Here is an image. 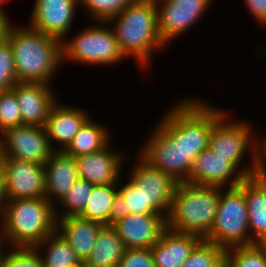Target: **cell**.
Returning a JSON list of instances; mask_svg holds the SVG:
<instances>
[{
	"instance_id": "6da1fadb",
	"label": "cell",
	"mask_w": 266,
	"mask_h": 267,
	"mask_svg": "<svg viewBox=\"0 0 266 267\" xmlns=\"http://www.w3.org/2000/svg\"><path fill=\"white\" fill-rule=\"evenodd\" d=\"M156 125L178 144L186 156L195 158L209 148L212 125L228 110L215 107L201 98H184L176 101Z\"/></svg>"
},
{
	"instance_id": "7a4b0ae2",
	"label": "cell",
	"mask_w": 266,
	"mask_h": 267,
	"mask_svg": "<svg viewBox=\"0 0 266 267\" xmlns=\"http://www.w3.org/2000/svg\"><path fill=\"white\" fill-rule=\"evenodd\" d=\"M11 45L18 82L50 84L62 67L61 41L30 26H13Z\"/></svg>"
},
{
	"instance_id": "3957f363",
	"label": "cell",
	"mask_w": 266,
	"mask_h": 267,
	"mask_svg": "<svg viewBox=\"0 0 266 267\" xmlns=\"http://www.w3.org/2000/svg\"><path fill=\"white\" fill-rule=\"evenodd\" d=\"M120 51L133 56L139 67H150L152 53L166 48L158 30L155 0H133L122 12L109 19ZM166 46V47H165Z\"/></svg>"
},
{
	"instance_id": "277c9868",
	"label": "cell",
	"mask_w": 266,
	"mask_h": 267,
	"mask_svg": "<svg viewBox=\"0 0 266 267\" xmlns=\"http://www.w3.org/2000/svg\"><path fill=\"white\" fill-rule=\"evenodd\" d=\"M219 197L220 187L178 183L165 218L166 228L204 239L212 229Z\"/></svg>"
},
{
	"instance_id": "5b68a950",
	"label": "cell",
	"mask_w": 266,
	"mask_h": 267,
	"mask_svg": "<svg viewBox=\"0 0 266 267\" xmlns=\"http://www.w3.org/2000/svg\"><path fill=\"white\" fill-rule=\"evenodd\" d=\"M3 217L10 247H34L56 231L55 207L46 198L7 200Z\"/></svg>"
},
{
	"instance_id": "8992f818",
	"label": "cell",
	"mask_w": 266,
	"mask_h": 267,
	"mask_svg": "<svg viewBox=\"0 0 266 267\" xmlns=\"http://www.w3.org/2000/svg\"><path fill=\"white\" fill-rule=\"evenodd\" d=\"M225 249L251 245L248 211L245 200V180L236 187H220V197L214 223L204 238Z\"/></svg>"
},
{
	"instance_id": "52a82bcc",
	"label": "cell",
	"mask_w": 266,
	"mask_h": 267,
	"mask_svg": "<svg viewBox=\"0 0 266 267\" xmlns=\"http://www.w3.org/2000/svg\"><path fill=\"white\" fill-rule=\"evenodd\" d=\"M225 112L213 125L210 132L209 149L225 160L233 163L246 177L255 176L257 172V141L251 123L229 118ZM233 120V121H232ZM254 134V135H253ZM255 136V137H254ZM249 151H248V150ZM251 162L242 166L246 152ZM250 163V164H249ZM241 165V166H240ZM241 168H240V167Z\"/></svg>"
},
{
	"instance_id": "ba28073f",
	"label": "cell",
	"mask_w": 266,
	"mask_h": 267,
	"mask_svg": "<svg viewBox=\"0 0 266 267\" xmlns=\"http://www.w3.org/2000/svg\"><path fill=\"white\" fill-rule=\"evenodd\" d=\"M95 23L97 26L82 29L70 40L66 37L61 41L62 64L64 61H74L77 64L110 66L124 61L125 57L120 51L110 24L107 21Z\"/></svg>"
},
{
	"instance_id": "9c48e42d",
	"label": "cell",
	"mask_w": 266,
	"mask_h": 267,
	"mask_svg": "<svg viewBox=\"0 0 266 267\" xmlns=\"http://www.w3.org/2000/svg\"><path fill=\"white\" fill-rule=\"evenodd\" d=\"M52 152L45 127L22 124L0 134V158L44 165Z\"/></svg>"
},
{
	"instance_id": "30bf717a",
	"label": "cell",
	"mask_w": 266,
	"mask_h": 267,
	"mask_svg": "<svg viewBox=\"0 0 266 267\" xmlns=\"http://www.w3.org/2000/svg\"><path fill=\"white\" fill-rule=\"evenodd\" d=\"M149 131V138L143 142L144 146L139 155L152 167L170 175L176 182H188L193 162L186 159L179 145L173 144L157 125Z\"/></svg>"
},
{
	"instance_id": "8fae6325",
	"label": "cell",
	"mask_w": 266,
	"mask_h": 267,
	"mask_svg": "<svg viewBox=\"0 0 266 267\" xmlns=\"http://www.w3.org/2000/svg\"><path fill=\"white\" fill-rule=\"evenodd\" d=\"M158 30L166 45L198 22L213 0H155Z\"/></svg>"
},
{
	"instance_id": "7c38bea8",
	"label": "cell",
	"mask_w": 266,
	"mask_h": 267,
	"mask_svg": "<svg viewBox=\"0 0 266 267\" xmlns=\"http://www.w3.org/2000/svg\"><path fill=\"white\" fill-rule=\"evenodd\" d=\"M0 166L5 173L7 200L45 198L43 165L16 158H0Z\"/></svg>"
},
{
	"instance_id": "4fadbf2b",
	"label": "cell",
	"mask_w": 266,
	"mask_h": 267,
	"mask_svg": "<svg viewBox=\"0 0 266 267\" xmlns=\"http://www.w3.org/2000/svg\"><path fill=\"white\" fill-rule=\"evenodd\" d=\"M28 26L64 40L72 28L79 0H35ZM76 10V11H75Z\"/></svg>"
},
{
	"instance_id": "5bb4252c",
	"label": "cell",
	"mask_w": 266,
	"mask_h": 267,
	"mask_svg": "<svg viewBox=\"0 0 266 267\" xmlns=\"http://www.w3.org/2000/svg\"><path fill=\"white\" fill-rule=\"evenodd\" d=\"M138 157L129 178L137 187H141L146 201L166 218L178 182L160 169L152 167L140 155Z\"/></svg>"
},
{
	"instance_id": "9a60e30c",
	"label": "cell",
	"mask_w": 266,
	"mask_h": 267,
	"mask_svg": "<svg viewBox=\"0 0 266 267\" xmlns=\"http://www.w3.org/2000/svg\"><path fill=\"white\" fill-rule=\"evenodd\" d=\"M246 178L233 163L208 148L195 158L188 182L227 188L239 186Z\"/></svg>"
},
{
	"instance_id": "2e32d148",
	"label": "cell",
	"mask_w": 266,
	"mask_h": 267,
	"mask_svg": "<svg viewBox=\"0 0 266 267\" xmlns=\"http://www.w3.org/2000/svg\"><path fill=\"white\" fill-rule=\"evenodd\" d=\"M126 154L111 149L110 143L100 151L75 157L78 177L94 185L118 184Z\"/></svg>"
},
{
	"instance_id": "e0dca14e",
	"label": "cell",
	"mask_w": 266,
	"mask_h": 267,
	"mask_svg": "<svg viewBox=\"0 0 266 267\" xmlns=\"http://www.w3.org/2000/svg\"><path fill=\"white\" fill-rule=\"evenodd\" d=\"M50 84L18 82L12 88L20 106L22 124L45 127L52 107L58 101Z\"/></svg>"
},
{
	"instance_id": "ac0fdd59",
	"label": "cell",
	"mask_w": 266,
	"mask_h": 267,
	"mask_svg": "<svg viewBox=\"0 0 266 267\" xmlns=\"http://www.w3.org/2000/svg\"><path fill=\"white\" fill-rule=\"evenodd\" d=\"M125 248H151L166 228L161 214H128L113 225Z\"/></svg>"
},
{
	"instance_id": "d6986e66",
	"label": "cell",
	"mask_w": 266,
	"mask_h": 267,
	"mask_svg": "<svg viewBox=\"0 0 266 267\" xmlns=\"http://www.w3.org/2000/svg\"><path fill=\"white\" fill-rule=\"evenodd\" d=\"M90 116L87 110H83L82 107L63 105L57 101L52 107L45 125L53 151H63ZM53 142H56L60 147H55Z\"/></svg>"
},
{
	"instance_id": "ffe728a7",
	"label": "cell",
	"mask_w": 266,
	"mask_h": 267,
	"mask_svg": "<svg viewBox=\"0 0 266 267\" xmlns=\"http://www.w3.org/2000/svg\"><path fill=\"white\" fill-rule=\"evenodd\" d=\"M43 167L45 198L56 207L79 179L76 160L63 151H53Z\"/></svg>"
},
{
	"instance_id": "44dd1931",
	"label": "cell",
	"mask_w": 266,
	"mask_h": 267,
	"mask_svg": "<svg viewBox=\"0 0 266 267\" xmlns=\"http://www.w3.org/2000/svg\"><path fill=\"white\" fill-rule=\"evenodd\" d=\"M202 238L165 228L159 240L150 248L156 267H180Z\"/></svg>"
},
{
	"instance_id": "7402d4cb",
	"label": "cell",
	"mask_w": 266,
	"mask_h": 267,
	"mask_svg": "<svg viewBox=\"0 0 266 267\" xmlns=\"http://www.w3.org/2000/svg\"><path fill=\"white\" fill-rule=\"evenodd\" d=\"M103 224L81 218L67 216L56 218V231L75 251L78 259L85 263L93 251L98 232Z\"/></svg>"
},
{
	"instance_id": "603a6c76",
	"label": "cell",
	"mask_w": 266,
	"mask_h": 267,
	"mask_svg": "<svg viewBox=\"0 0 266 267\" xmlns=\"http://www.w3.org/2000/svg\"><path fill=\"white\" fill-rule=\"evenodd\" d=\"M245 200L248 211L251 245L266 244V179L251 176L245 179Z\"/></svg>"
},
{
	"instance_id": "cb8c5ba5",
	"label": "cell",
	"mask_w": 266,
	"mask_h": 267,
	"mask_svg": "<svg viewBox=\"0 0 266 267\" xmlns=\"http://www.w3.org/2000/svg\"><path fill=\"white\" fill-rule=\"evenodd\" d=\"M126 248L112 225H103L85 267H118Z\"/></svg>"
},
{
	"instance_id": "d4e9b609",
	"label": "cell",
	"mask_w": 266,
	"mask_h": 267,
	"mask_svg": "<svg viewBox=\"0 0 266 267\" xmlns=\"http://www.w3.org/2000/svg\"><path fill=\"white\" fill-rule=\"evenodd\" d=\"M118 182V192L110 211V225L123 219L128 214H160L146 201L141 187L128 178L125 184ZM122 186V187H121Z\"/></svg>"
},
{
	"instance_id": "484cf974",
	"label": "cell",
	"mask_w": 266,
	"mask_h": 267,
	"mask_svg": "<svg viewBox=\"0 0 266 267\" xmlns=\"http://www.w3.org/2000/svg\"><path fill=\"white\" fill-rule=\"evenodd\" d=\"M110 135L106 126L99 124V122L94 123L92 117H90L63 152L75 158L100 151L111 143Z\"/></svg>"
},
{
	"instance_id": "4316f807",
	"label": "cell",
	"mask_w": 266,
	"mask_h": 267,
	"mask_svg": "<svg viewBox=\"0 0 266 267\" xmlns=\"http://www.w3.org/2000/svg\"><path fill=\"white\" fill-rule=\"evenodd\" d=\"M34 248L41 257L43 267H70L81 262L75 251L57 231L48 235Z\"/></svg>"
},
{
	"instance_id": "83f0119b",
	"label": "cell",
	"mask_w": 266,
	"mask_h": 267,
	"mask_svg": "<svg viewBox=\"0 0 266 267\" xmlns=\"http://www.w3.org/2000/svg\"><path fill=\"white\" fill-rule=\"evenodd\" d=\"M117 192L118 184L94 185L86 206L78 216L110 225V211Z\"/></svg>"
},
{
	"instance_id": "f1b7e54d",
	"label": "cell",
	"mask_w": 266,
	"mask_h": 267,
	"mask_svg": "<svg viewBox=\"0 0 266 267\" xmlns=\"http://www.w3.org/2000/svg\"><path fill=\"white\" fill-rule=\"evenodd\" d=\"M226 267H266V244L233 246L225 252Z\"/></svg>"
},
{
	"instance_id": "f546056e",
	"label": "cell",
	"mask_w": 266,
	"mask_h": 267,
	"mask_svg": "<svg viewBox=\"0 0 266 267\" xmlns=\"http://www.w3.org/2000/svg\"><path fill=\"white\" fill-rule=\"evenodd\" d=\"M226 249L201 239L180 267H224Z\"/></svg>"
},
{
	"instance_id": "4dcf8cb0",
	"label": "cell",
	"mask_w": 266,
	"mask_h": 267,
	"mask_svg": "<svg viewBox=\"0 0 266 267\" xmlns=\"http://www.w3.org/2000/svg\"><path fill=\"white\" fill-rule=\"evenodd\" d=\"M94 184H91L83 179H78L62 198V200L56 206H60L64 211H60L55 207L56 218L67 216H78L87 204V200L90 197ZM60 211V212H59Z\"/></svg>"
},
{
	"instance_id": "1f68e13d",
	"label": "cell",
	"mask_w": 266,
	"mask_h": 267,
	"mask_svg": "<svg viewBox=\"0 0 266 267\" xmlns=\"http://www.w3.org/2000/svg\"><path fill=\"white\" fill-rule=\"evenodd\" d=\"M133 0H79L94 21H108L122 12Z\"/></svg>"
},
{
	"instance_id": "d6a6232c",
	"label": "cell",
	"mask_w": 266,
	"mask_h": 267,
	"mask_svg": "<svg viewBox=\"0 0 266 267\" xmlns=\"http://www.w3.org/2000/svg\"><path fill=\"white\" fill-rule=\"evenodd\" d=\"M19 125H22L20 106L14 91H0V134Z\"/></svg>"
},
{
	"instance_id": "836d02e7",
	"label": "cell",
	"mask_w": 266,
	"mask_h": 267,
	"mask_svg": "<svg viewBox=\"0 0 266 267\" xmlns=\"http://www.w3.org/2000/svg\"><path fill=\"white\" fill-rule=\"evenodd\" d=\"M4 253L2 267H43L38 251L34 247H9Z\"/></svg>"
},
{
	"instance_id": "e575fe53",
	"label": "cell",
	"mask_w": 266,
	"mask_h": 267,
	"mask_svg": "<svg viewBox=\"0 0 266 267\" xmlns=\"http://www.w3.org/2000/svg\"><path fill=\"white\" fill-rule=\"evenodd\" d=\"M18 83L11 45L6 39L0 42V91L12 90Z\"/></svg>"
},
{
	"instance_id": "d590c367",
	"label": "cell",
	"mask_w": 266,
	"mask_h": 267,
	"mask_svg": "<svg viewBox=\"0 0 266 267\" xmlns=\"http://www.w3.org/2000/svg\"><path fill=\"white\" fill-rule=\"evenodd\" d=\"M118 267H156L150 248H127Z\"/></svg>"
},
{
	"instance_id": "8d00e7d4",
	"label": "cell",
	"mask_w": 266,
	"mask_h": 267,
	"mask_svg": "<svg viewBox=\"0 0 266 267\" xmlns=\"http://www.w3.org/2000/svg\"><path fill=\"white\" fill-rule=\"evenodd\" d=\"M253 19L266 28V0H244Z\"/></svg>"
},
{
	"instance_id": "74e56055",
	"label": "cell",
	"mask_w": 266,
	"mask_h": 267,
	"mask_svg": "<svg viewBox=\"0 0 266 267\" xmlns=\"http://www.w3.org/2000/svg\"><path fill=\"white\" fill-rule=\"evenodd\" d=\"M256 176L266 179V136L257 140V172Z\"/></svg>"
},
{
	"instance_id": "f35d334b",
	"label": "cell",
	"mask_w": 266,
	"mask_h": 267,
	"mask_svg": "<svg viewBox=\"0 0 266 267\" xmlns=\"http://www.w3.org/2000/svg\"><path fill=\"white\" fill-rule=\"evenodd\" d=\"M3 3L0 2V42L6 40L11 32L13 27L12 21H9L8 14H5L3 11L2 5Z\"/></svg>"
},
{
	"instance_id": "ab89813d",
	"label": "cell",
	"mask_w": 266,
	"mask_h": 267,
	"mask_svg": "<svg viewBox=\"0 0 266 267\" xmlns=\"http://www.w3.org/2000/svg\"><path fill=\"white\" fill-rule=\"evenodd\" d=\"M7 202L6 191H5V173L3 168L0 166V216H3L5 205Z\"/></svg>"
},
{
	"instance_id": "60d3db41",
	"label": "cell",
	"mask_w": 266,
	"mask_h": 267,
	"mask_svg": "<svg viewBox=\"0 0 266 267\" xmlns=\"http://www.w3.org/2000/svg\"><path fill=\"white\" fill-rule=\"evenodd\" d=\"M3 246L5 247V249L10 247L8 244L7 238H6L4 217L0 216V249L1 250H5Z\"/></svg>"
},
{
	"instance_id": "b9f144b4",
	"label": "cell",
	"mask_w": 266,
	"mask_h": 267,
	"mask_svg": "<svg viewBox=\"0 0 266 267\" xmlns=\"http://www.w3.org/2000/svg\"><path fill=\"white\" fill-rule=\"evenodd\" d=\"M5 251L0 249V267H2V259L4 256Z\"/></svg>"
},
{
	"instance_id": "7bdbcfd3",
	"label": "cell",
	"mask_w": 266,
	"mask_h": 267,
	"mask_svg": "<svg viewBox=\"0 0 266 267\" xmlns=\"http://www.w3.org/2000/svg\"><path fill=\"white\" fill-rule=\"evenodd\" d=\"M70 267H85V264L83 262H80L78 265H73Z\"/></svg>"
},
{
	"instance_id": "ee69618b",
	"label": "cell",
	"mask_w": 266,
	"mask_h": 267,
	"mask_svg": "<svg viewBox=\"0 0 266 267\" xmlns=\"http://www.w3.org/2000/svg\"><path fill=\"white\" fill-rule=\"evenodd\" d=\"M7 0H0V2L1 3H3V5H5V2H6Z\"/></svg>"
}]
</instances>
